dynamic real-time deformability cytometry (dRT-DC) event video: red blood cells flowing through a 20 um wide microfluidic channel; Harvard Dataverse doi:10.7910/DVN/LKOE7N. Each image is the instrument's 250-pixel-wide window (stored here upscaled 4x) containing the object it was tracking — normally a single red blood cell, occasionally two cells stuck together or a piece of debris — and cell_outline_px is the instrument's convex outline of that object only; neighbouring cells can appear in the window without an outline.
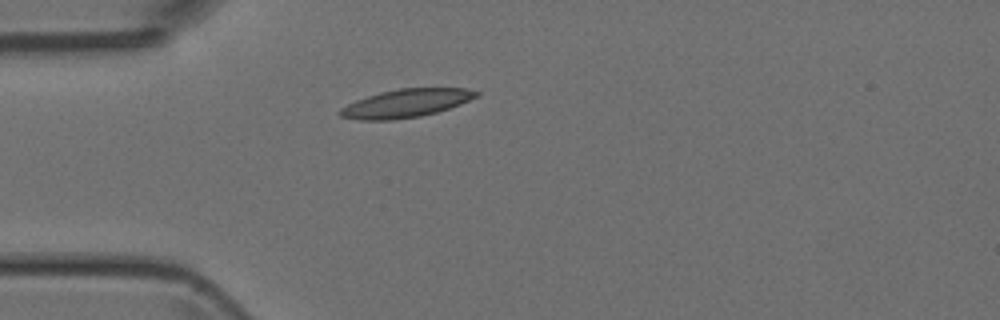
{"species": "Egyptian fruit bat (a non-hibernating species)", "species_latin": "Rousettus aegyptiacus", "temperature_condition": "room temperature", "stored_images_in_passage": 3, "camera_frame_rate_fps": 3000, "um_per_image_px": 0.085, "animal": {"sex": "female"}, "frame": {"image": 1, "passage_image": 3, "time_ms": 3.333, "image_size_px": [1000, 320], "cell_outline_px": [[480, 96], [460, 104], [436, 112], [420, 116], [392, 120], [360, 120], [340, 116], [336, 112], [340, 108], [356, 100], [380, 92], [400, 88], [468, 88], [480, 92]], "centroid_in_image_um": [34.52, 8.77], "position_along_channel_um": 50.5, "area_um2": 22.43}}